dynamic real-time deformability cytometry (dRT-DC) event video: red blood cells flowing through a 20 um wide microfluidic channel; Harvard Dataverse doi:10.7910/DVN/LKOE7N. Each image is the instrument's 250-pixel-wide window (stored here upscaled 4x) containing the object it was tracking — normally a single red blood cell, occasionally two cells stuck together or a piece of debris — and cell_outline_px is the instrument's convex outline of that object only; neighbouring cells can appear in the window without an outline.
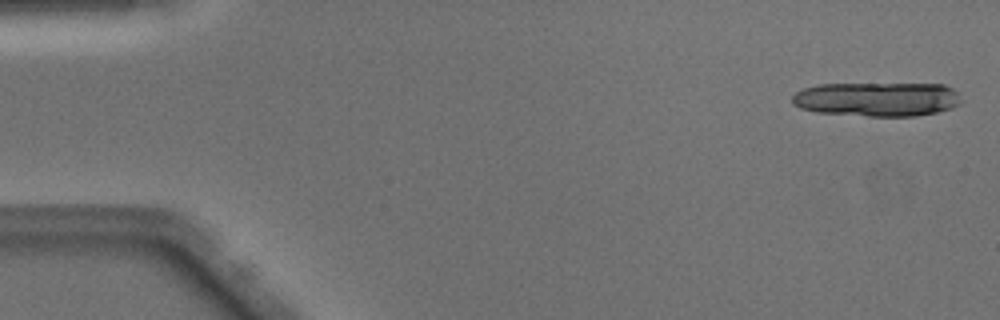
{"species": "Egyptian fruit bat (a non-hibernating species)", "species_latin": "Rousettus aegyptiacus", "temperature_condition": "warm", "stored_images_in_passage": 8, "camera_frame_rate_fps": 3000, "um_per_image_px": 0.085, "animal": {"sex": "male"}, "frame": {"image": 1, "passage_image": 1, "time_ms": 0.0, "image_size_px": [1000, 320], "cell_outline_px": [[964, 100], [960, 104], [952, 108], [936, 112], [916, 116], [868, 116], [816, 112], [800, 108], [792, 104], [792, 96], [796, 92], [804, 88], [820, 84], [944, 84], [952, 88]], "centroid_in_image_um": [74.58, 8.43], "position_along_channel_um": 10.4, "area_um2": 33.93}}